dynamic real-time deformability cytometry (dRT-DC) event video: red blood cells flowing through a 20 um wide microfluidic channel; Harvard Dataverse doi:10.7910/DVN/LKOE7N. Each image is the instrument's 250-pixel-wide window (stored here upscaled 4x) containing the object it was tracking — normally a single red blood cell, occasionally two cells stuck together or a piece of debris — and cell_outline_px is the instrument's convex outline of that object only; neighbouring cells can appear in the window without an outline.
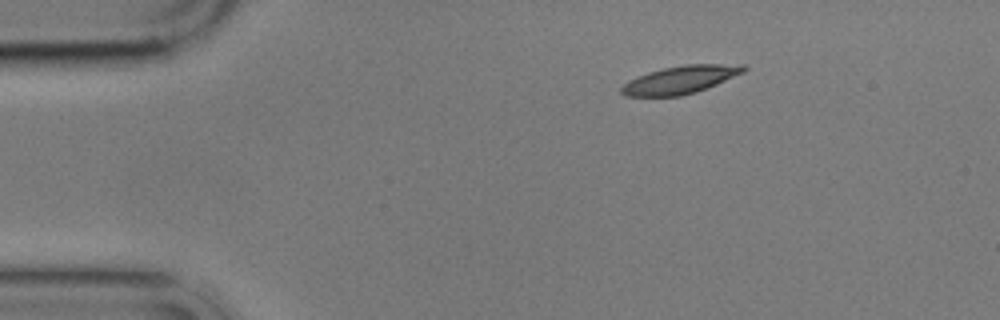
{"species": "common noctule bat (a hibernating species)", "species_latin": "Nyctalus noctula", "temperature_condition": "cold", "stored_images_in_passage": 2, "camera_frame_rate_fps": 3000, "um_per_image_px": 0.085, "animal": {"sex": "male", "body_mass_g": 17.9}, "frame": {"image": 1, "passage_image": 1, "time_ms": 0.0, "image_size_px": [1000, 320], "cell_outline_px": [[748, 68], [744, 72], [716, 84], [696, 92], [680, 96], [624, 96], [620, 92], [620, 88], [628, 80], [636, 76], [648, 72], [664, 68], [688, 64], [744, 64]], "centroid_in_image_um": [57.81, 6.77], "position_along_channel_um": 27.2, "area_um2": 19.83}}